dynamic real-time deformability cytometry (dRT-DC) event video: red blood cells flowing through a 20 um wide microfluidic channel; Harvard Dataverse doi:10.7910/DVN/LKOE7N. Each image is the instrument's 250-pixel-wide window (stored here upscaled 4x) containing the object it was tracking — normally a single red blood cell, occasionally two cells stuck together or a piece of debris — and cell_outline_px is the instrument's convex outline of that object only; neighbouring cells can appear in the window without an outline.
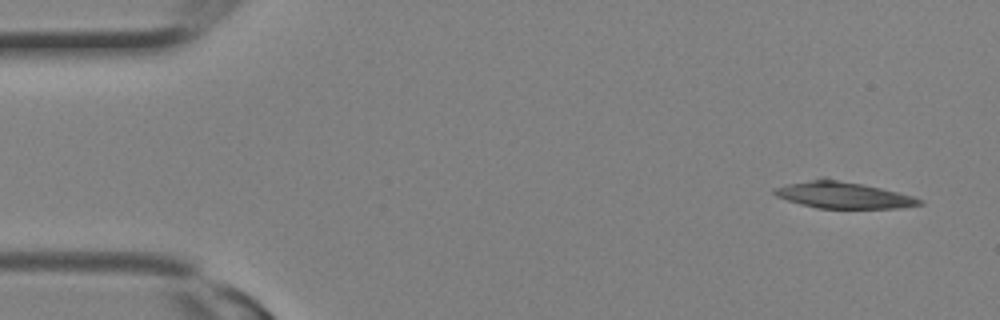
{"species": "Egyptian fruit bat (a non-hibernating species)", "species_latin": "Rousettus aegyptiacus", "temperature_condition": "room temperature", "stored_images_in_passage": 3, "camera_frame_rate_fps": 3000, "um_per_image_px": 0.085, "animal": {"sex": "female"}, "frame": {"image": 1, "passage_image": 1, "time_ms": 0.0, "image_size_px": [1000, 320], "cell_outline_px": [[924, 204], [900, 208], [816, 208], [800, 204], [776, 196], [772, 192], [772, 188], [820, 176], [824, 176], [880, 188], [912, 196], [924, 200]], "centroid_in_image_um": [71.62, 16.56], "position_along_channel_um": 13.4, "area_um2": 22.66}}